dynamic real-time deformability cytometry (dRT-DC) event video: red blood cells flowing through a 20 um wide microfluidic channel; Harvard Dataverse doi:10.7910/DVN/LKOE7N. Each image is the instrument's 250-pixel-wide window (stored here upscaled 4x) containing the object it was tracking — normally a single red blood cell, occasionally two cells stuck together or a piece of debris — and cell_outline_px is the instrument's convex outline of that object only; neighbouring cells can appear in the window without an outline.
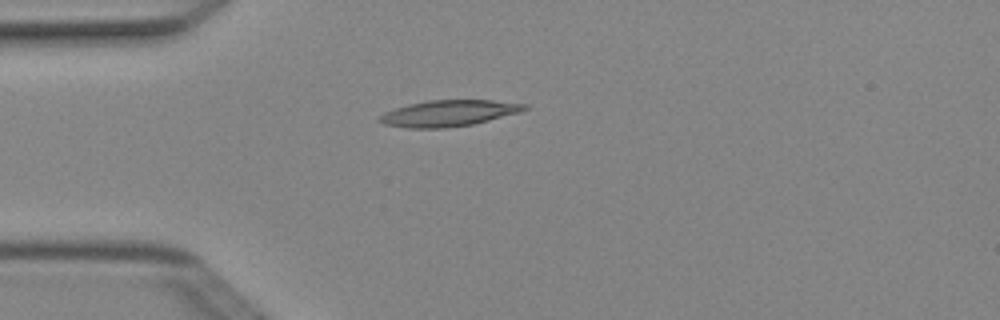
{"species": "Egyptian fruit bat (a non-hibernating species)", "species_latin": "Rousettus aegyptiacus", "temperature_condition": "cold", "stored_images_in_passage": 5, "camera_frame_rate_fps": 3000, "um_per_image_px": 0.085, "animal": {"sex": "female"}, "frame": {"image": 1, "passage_image": 4, "time_ms": 1.0, "image_size_px": [1000, 320], "cell_outline_px": [[528, 108], [520, 112], [472, 124], [444, 128], [408, 128], [384, 124], [376, 120], [384, 112], [408, 104], [428, 100], [492, 100], [528, 104]], "centroid_in_image_um": [38.12, 9.62], "position_along_channel_um": 46.9, "area_um2": 22.02}}